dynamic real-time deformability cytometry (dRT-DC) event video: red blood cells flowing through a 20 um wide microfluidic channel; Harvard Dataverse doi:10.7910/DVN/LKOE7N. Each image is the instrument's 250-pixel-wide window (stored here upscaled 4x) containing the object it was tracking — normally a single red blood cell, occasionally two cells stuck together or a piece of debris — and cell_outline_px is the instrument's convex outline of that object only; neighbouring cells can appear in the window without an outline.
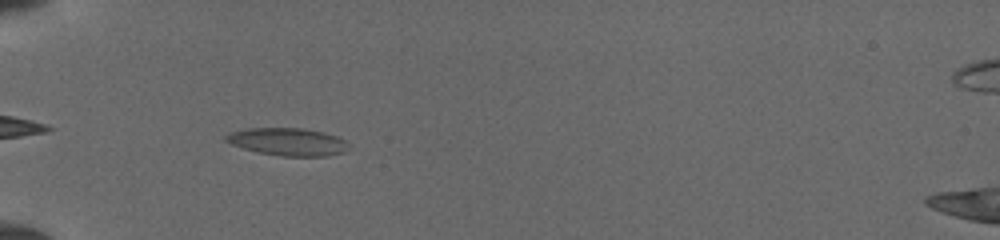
{"species": "common noctule bat (a hibernating species)", "species_latin": "Nyctalus noctula", "temperature_condition": "cold", "stored_images_in_passage": 47, "camera_frame_rate_fps": 3000, "um_per_image_px": 0.085, "animal": {"sex": "female", "body_mass_g": 19.5, "forearm_length_mm": 54.1}, "frame": {"image": 1, "passage_image": 4, "time_ms": 0.667, "image_size_px": [1000, 240], "cell_outline_px": [[344, 152], [328, 156], [284, 156], [260, 152], [244, 148], [232, 144], [224, 140], [224, 136], [232, 132], [248, 128], [304, 128], [324, 132], [336, 136], [344, 140]], "centroid_in_image_um": [24.43, 12.04], "position_along_channel_um": 60.6, "area_um2": 19.36}}
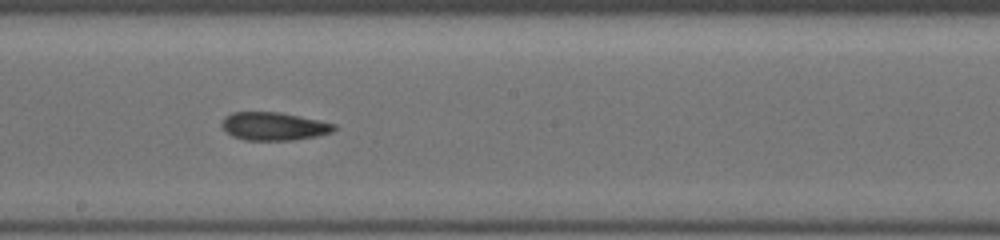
{"frame": {"image": 2, "passage_image": 25, "time_ms": 5.0, "image_size_px": [1000, 240], "cell_outline_px": [[336, 128], [332, 132], [316, 136], [292, 140], [244, 140], [232, 136], [224, 128], [224, 120], [232, 112], [280, 112], [300, 116], [336, 124]], "centroid_in_image_um": [23.32, 10.73], "position_along_channel_um": 224.9, "area_um2": 18.09}}
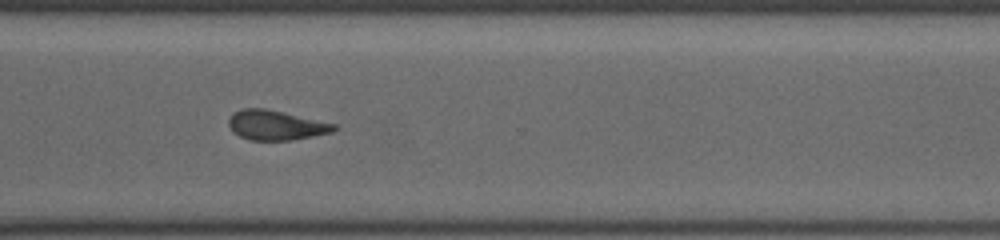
{"frame": {"image": 3, "passage_image": 46, "time_ms": 8.0, "image_size_px": [1000, 240], "cell_outline_px": [[336, 128], [332, 132], [292, 140], [248, 140], [240, 136], [228, 124], [228, 120], [236, 112], [244, 108], [264, 108], [336, 124]], "centroid_in_image_um": [23.46, 10.65], "position_along_channel_um": 347.1, "area_um2": 17.8}}